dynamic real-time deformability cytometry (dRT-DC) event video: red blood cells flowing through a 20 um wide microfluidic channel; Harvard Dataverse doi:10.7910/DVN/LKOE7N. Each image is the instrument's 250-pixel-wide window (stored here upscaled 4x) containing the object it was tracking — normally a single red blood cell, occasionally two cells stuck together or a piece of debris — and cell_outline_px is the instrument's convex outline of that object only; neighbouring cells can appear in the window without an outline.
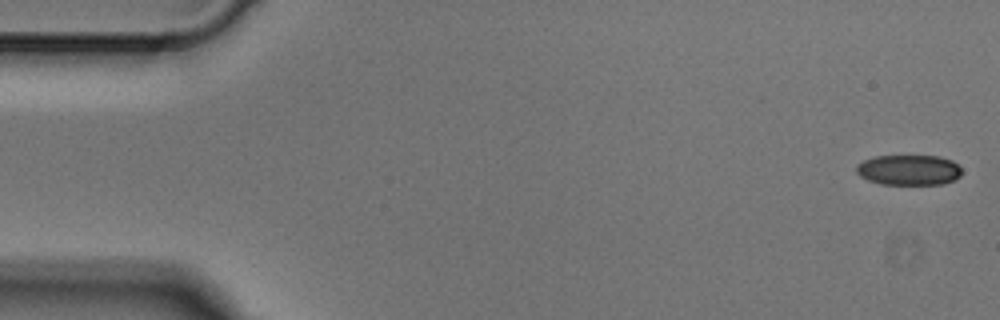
{"species": "Egyptian fruit bat (a non-hibernating species)", "species_latin": "Rousettus aegyptiacus", "temperature_condition": "cold", "stored_images_in_passage": 4, "camera_frame_rate_fps": 3000, "um_per_image_px": 0.085, "animal": {"sex": "male"}, "frame": {"image": 1, "passage_image": 1, "time_ms": 0.0, "image_size_px": [1000, 320], "cell_outline_px": [[960, 176], [944, 184], [880, 184], [868, 180], [860, 176], [856, 172], [856, 164], [864, 160], [876, 156], [940, 156], [952, 160], [960, 168]], "centroid_in_image_um": [77.22, 14.44], "position_along_channel_um": 7.8, "area_um2": 18.61}}
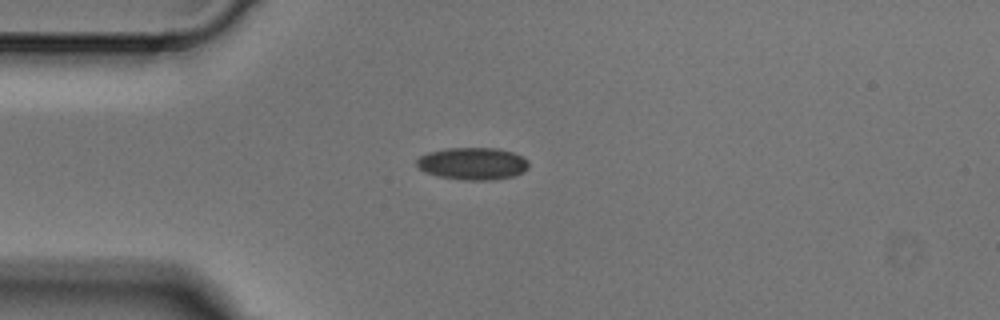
{"frame": {"image": 2, "passage_image": 4, "time_ms": 1.0, "image_size_px": [1000, 320], "cell_outline_px": [[528, 168], [524, 172], [512, 176], [492, 180], [464, 180], [436, 176], [424, 172], [416, 164], [416, 160], [420, 156], [428, 152], [444, 148], [496, 148], [512, 152], [528, 160]], "centroid_in_image_um": [40.15, 13.91], "position_along_channel_um": 44.8, "area_um2": 21.15}}